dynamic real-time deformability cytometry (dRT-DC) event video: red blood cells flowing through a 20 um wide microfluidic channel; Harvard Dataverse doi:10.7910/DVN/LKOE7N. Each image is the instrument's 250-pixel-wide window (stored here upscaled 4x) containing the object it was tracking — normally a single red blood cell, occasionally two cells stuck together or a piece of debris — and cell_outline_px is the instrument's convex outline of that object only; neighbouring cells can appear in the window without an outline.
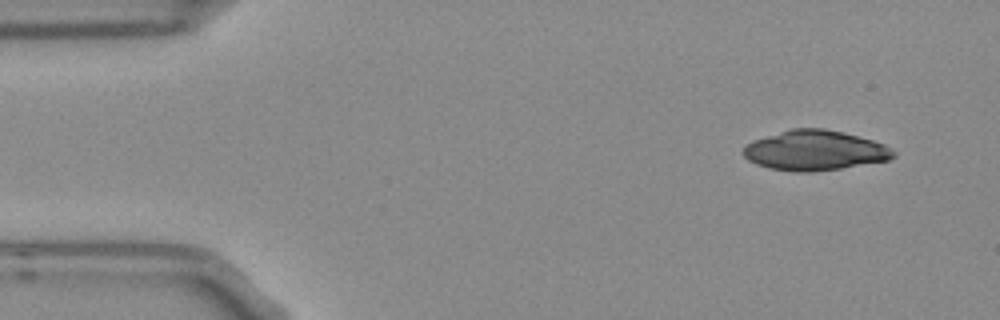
{"species": "Egyptian fruit bat (a non-hibernating species)", "species_latin": "Rousettus aegyptiacus", "temperature_condition": "room temperature", "stored_images_in_passage": 4, "camera_frame_rate_fps": 3000, "um_per_image_px": 0.085, "frame": {"image": 1, "passage_image": 1, "time_ms": 0.0, "image_size_px": [1000, 320], "cell_outline_px": [[896, 156], [888, 160], [840, 168], [812, 172], [796, 172], [768, 168], [756, 164], [748, 160], [740, 152], [744, 144], [752, 140], [792, 128], [824, 128], [844, 132], [872, 140], [884, 144], [896, 152]], "centroid_in_image_um": [69.21, 12.78], "position_along_channel_um": 15.8, "area_um2": 35.2}}